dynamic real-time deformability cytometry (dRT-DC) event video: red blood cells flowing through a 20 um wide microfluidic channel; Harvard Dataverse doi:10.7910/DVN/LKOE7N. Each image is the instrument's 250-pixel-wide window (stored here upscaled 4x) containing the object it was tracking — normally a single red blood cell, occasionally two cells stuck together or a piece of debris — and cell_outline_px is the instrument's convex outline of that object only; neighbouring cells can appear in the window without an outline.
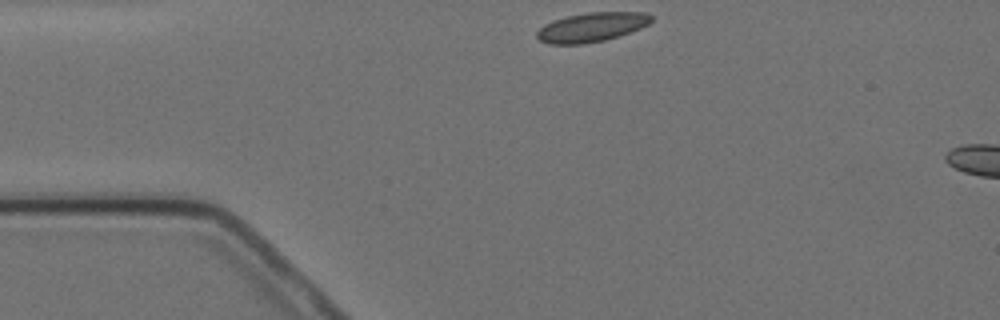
{"species": "Egyptian fruit bat (a non-hibernating species)", "species_latin": "Rousettus aegyptiacus", "temperature_condition": "cold", "stored_images_in_passage": 2, "camera_frame_rate_fps": 3000, "um_per_image_px": 0.085, "animal": {"sex": "female"}, "frame": {"image": 1, "passage_image": 1, "time_ms": 0.0, "image_size_px": [1000, 320], "cell_outline_px": [[652, 20], [648, 24], [640, 28], [604, 40], [584, 44], [548, 44], [540, 40], [536, 36], [536, 32], [544, 24], [552, 20], [568, 16], [588, 12], [644, 12], [652, 16]], "centroid_in_image_um": [50.25, 2.3], "position_along_channel_um": 34.8, "area_um2": 19.36}}